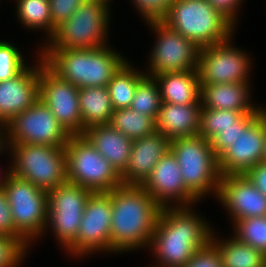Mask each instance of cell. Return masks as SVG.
<instances>
[{
  "mask_svg": "<svg viewBox=\"0 0 266 267\" xmlns=\"http://www.w3.org/2000/svg\"><path fill=\"white\" fill-rule=\"evenodd\" d=\"M105 193L112 207L110 251L122 252L150 245L162 207L142 186L122 185Z\"/></svg>",
  "mask_w": 266,
  "mask_h": 267,
  "instance_id": "1",
  "label": "cell"
},
{
  "mask_svg": "<svg viewBox=\"0 0 266 267\" xmlns=\"http://www.w3.org/2000/svg\"><path fill=\"white\" fill-rule=\"evenodd\" d=\"M173 206L161 208L150 246L159 265L183 267L211 242L213 231L188 206Z\"/></svg>",
  "mask_w": 266,
  "mask_h": 267,
  "instance_id": "2",
  "label": "cell"
},
{
  "mask_svg": "<svg viewBox=\"0 0 266 267\" xmlns=\"http://www.w3.org/2000/svg\"><path fill=\"white\" fill-rule=\"evenodd\" d=\"M40 53L54 74L78 88L107 87L127 62L106 45L91 49H44Z\"/></svg>",
  "mask_w": 266,
  "mask_h": 267,
  "instance_id": "3",
  "label": "cell"
},
{
  "mask_svg": "<svg viewBox=\"0 0 266 267\" xmlns=\"http://www.w3.org/2000/svg\"><path fill=\"white\" fill-rule=\"evenodd\" d=\"M161 21L199 48L231 38L235 27L207 0H174Z\"/></svg>",
  "mask_w": 266,
  "mask_h": 267,
  "instance_id": "4",
  "label": "cell"
},
{
  "mask_svg": "<svg viewBox=\"0 0 266 267\" xmlns=\"http://www.w3.org/2000/svg\"><path fill=\"white\" fill-rule=\"evenodd\" d=\"M170 150L178 161L185 186L198 200L211 190L217 196L221 175L210 141L200 134L174 138Z\"/></svg>",
  "mask_w": 266,
  "mask_h": 267,
  "instance_id": "5",
  "label": "cell"
},
{
  "mask_svg": "<svg viewBox=\"0 0 266 267\" xmlns=\"http://www.w3.org/2000/svg\"><path fill=\"white\" fill-rule=\"evenodd\" d=\"M67 182L94 193L122 186L121 175L83 135H71L65 147Z\"/></svg>",
  "mask_w": 266,
  "mask_h": 267,
  "instance_id": "6",
  "label": "cell"
},
{
  "mask_svg": "<svg viewBox=\"0 0 266 267\" xmlns=\"http://www.w3.org/2000/svg\"><path fill=\"white\" fill-rule=\"evenodd\" d=\"M13 156L11 173L30 181L45 191L67 182L64 147L36 144H11Z\"/></svg>",
  "mask_w": 266,
  "mask_h": 267,
  "instance_id": "7",
  "label": "cell"
},
{
  "mask_svg": "<svg viewBox=\"0 0 266 267\" xmlns=\"http://www.w3.org/2000/svg\"><path fill=\"white\" fill-rule=\"evenodd\" d=\"M109 4L86 0L74 14L55 30L44 49H91L105 46L109 23ZM105 35V36H104Z\"/></svg>",
  "mask_w": 266,
  "mask_h": 267,
  "instance_id": "8",
  "label": "cell"
},
{
  "mask_svg": "<svg viewBox=\"0 0 266 267\" xmlns=\"http://www.w3.org/2000/svg\"><path fill=\"white\" fill-rule=\"evenodd\" d=\"M15 229L29 242L47 228L48 192L10 174L3 184Z\"/></svg>",
  "mask_w": 266,
  "mask_h": 267,
  "instance_id": "9",
  "label": "cell"
},
{
  "mask_svg": "<svg viewBox=\"0 0 266 267\" xmlns=\"http://www.w3.org/2000/svg\"><path fill=\"white\" fill-rule=\"evenodd\" d=\"M4 141L11 144H36L65 147L71 136L57 121L51 109L38 100L28 109L14 116L6 124ZM10 144V145H9Z\"/></svg>",
  "mask_w": 266,
  "mask_h": 267,
  "instance_id": "10",
  "label": "cell"
},
{
  "mask_svg": "<svg viewBox=\"0 0 266 267\" xmlns=\"http://www.w3.org/2000/svg\"><path fill=\"white\" fill-rule=\"evenodd\" d=\"M93 193L70 182L48 191L47 222L64 249L77 237L86 203Z\"/></svg>",
  "mask_w": 266,
  "mask_h": 267,
  "instance_id": "11",
  "label": "cell"
},
{
  "mask_svg": "<svg viewBox=\"0 0 266 267\" xmlns=\"http://www.w3.org/2000/svg\"><path fill=\"white\" fill-rule=\"evenodd\" d=\"M158 33L150 56V77L163 73L183 72L197 69L199 47L191 40L170 29L161 20L148 21Z\"/></svg>",
  "mask_w": 266,
  "mask_h": 267,
  "instance_id": "12",
  "label": "cell"
},
{
  "mask_svg": "<svg viewBox=\"0 0 266 267\" xmlns=\"http://www.w3.org/2000/svg\"><path fill=\"white\" fill-rule=\"evenodd\" d=\"M230 38L199 49L197 73L200 84L248 82L249 58L234 48Z\"/></svg>",
  "mask_w": 266,
  "mask_h": 267,
  "instance_id": "13",
  "label": "cell"
},
{
  "mask_svg": "<svg viewBox=\"0 0 266 267\" xmlns=\"http://www.w3.org/2000/svg\"><path fill=\"white\" fill-rule=\"evenodd\" d=\"M78 94L77 86L59 78L45 64L40 68L39 98L70 135H82Z\"/></svg>",
  "mask_w": 266,
  "mask_h": 267,
  "instance_id": "14",
  "label": "cell"
},
{
  "mask_svg": "<svg viewBox=\"0 0 266 267\" xmlns=\"http://www.w3.org/2000/svg\"><path fill=\"white\" fill-rule=\"evenodd\" d=\"M111 199L105 192L93 193L85 206L74 242L67 248L74 255L101 250L110 252Z\"/></svg>",
  "mask_w": 266,
  "mask_h": 267,
  "instance_id": "15",
  "label": "cell"
},
{
  "mask_svg": "<svg viewBox=\"0 0 266 267\" xmlns=\"http://www.w3.org/2000/svg\"><path fill=\"white\" fill-rule=\"evenodd\" d=\"M266 110L218 158L221 176L245 175L265 158Z\"/></svg>",
  "mask_w": 266,
  "mask_h": 267,
  "instance_id": "16",
  "label": "cell"
},
{
  "mask_svg": "<svg viewBox=\"0 0 266 267\" xmlns=\"http://www.w3.org/2000/svg\"><path fill=\"white\" fill-rule=\"evenodd\" d=\"M141 186L161 207H168L169 199L178 200V206L198 202L185 186L180 166L171 150L160 159Z\"/></svg>",
  "mask_w": 266,
  "mask_h": 267,
  "instance_id": "17",
  "label": "cell"
},
{
  "mask_svg": "<svg viewBox=\"0 0 266 267\" xmlns=\"http://www.w3.org/2000/svg\"><path fill=\"white\" fill-rule=\"evenodd\" d=\"M217 197L233 216L239 219L266 216V196L246 175H224L220 178Z\"/></svg>",
  "mask_w": 266,
  "mask_h": 267,
  "instance_id": "18",
  "label": "cell"
},
{
  "mask_svg": "<svg viewBox=\"0 0 266 267\" xmlns=\"http://www.w3.org/2000/svg\"><path fill=\"white\" fill-rule=\"evenodd\" d=\"M40 66L25 67L12 79L0 82V124L2 128L16 115L30 108L39 98Z\"/></svg>",
  "mask_w": 266,
  "mask_h": 267,
  "instance_id": "19",
  "label": "cell"
},
{
  "mask_svg": "<svg viewBox=\"0 0 266 267\" xmlns=\"http://www.w3.org/2000/svg\"><path fill=\"white\" fill-rule=\"evenodd\" d=\"M171 140L160 132L133 140L129 162L121 174L123 185L141 186L155 165L170 151Z\"/></svg>",
  "mask_w": 266,
  "mask_h": 267,
  "instance_id": "20",
  "label": "cell"
},
{
  "mask_svg": "<svg viewBox=\"0 0 266 267\" xmlns=\"http://www.w3.org/2000/svg\"><path fill=\"white\" fill-rule=\"evenodd\" d=\"M201 103L173 104L162 102L156 121V131L170 140L199 134Z\"/></svg>",
  "mask_w": 266,
  "mask_h": 267,
  "instance_id": "21",
  "label": "cell"
},
{
  "mask_svg": "<svg viewBox=\"0 0 266 267\" xmlns=\"http://www.w3.org/2000/svg\"><path fill=\"white\" fill-rule=\"evenodd\" d=\"M121 175L128 165L133 141L110 124L88 127L82 134Z\"/></svg>",
  "mask_w": 266,
  "mask_h": 267,
  "instance_id": "22",
  "label": "cell"
},
{
  "mask_svg": "<svg viewBox=\"0 0 266 267\" xmlns=\"http://www.w3.org/2000/svg\"><path fill=\"white\" fill-rule=\"evenodd\" d=\"M201 105L217 110H234L251 114L262 109L249 102V83L200 84Z\"/></svg>",
  "mask_w": 266,
  "mask_h": 267,
  "instance_id": "23",
  "label": "cell"
},
{
  "mask_svg": "<svg viewBox=\"0 0 266 267\" xmlns=\"http://www.w3.org/2000/svg\"><path fill=\"white\" fill-rule=\"evenodd\" d=\"M161 101L173 104L201 103V86L197 70L155 75Z\"/></svg>",
  "mask_w": 266,
  "mask_h": 267,
  "instance_id": "24",
  "label": "cell"
},
{
  "mask_svg": "<svg viewBox=\"0 0 266 267\" xmlns=\"http://www.w3.org/2000/svg\"><path fill=\"white\" fill-rule=\"evenodd\" d=\"M82 134L88 127L109 124L114 108L107 87L79 88Z\"/></svg>",
  "mask_w": 266,
  "mask_h": 267,
  "instance_id": "25",
  "label": "cell"
},
{
  "mask_svg": "<svg viewBox=\"0 0 266 267\" xmlns=\"http://www.w3.org/2000/svg\"><path fill=\"white\" fill-rule=\"evenodd\" d=\"M211 235V244L218 250L223 267H265L266 256L235 236L230 240L217 242Z\"/></svg>",
  "mask_w": 266,
  "mask_h": 267,
  "instance_id": "26",
  "label": "cell"
},
{
  "mask_svg": "<svg viewBox=\"0 0 266 267\" xmlns=\"http://www.w3.org/2000/svg\"><path fill=\"white\" fill-rule=\"evenodd\" d=\"M148 74L138 73L126 62L108 83L114 110L130 108L138 83Z\"/></svg>",
  "mask_w": 266,
  "mask_h": 267,
  "instance_id": "27",
  "label": "cell"
},
{
  "mask_svg": "<svg viewBox=\"0 0 266 267\" xmlns=\"http://www.w3.org/2000/svg\"><path fill=\"white\" fill-rule=\"evenodd\" d=\"M109 124L132 141L156 132V121L154 118L134 111L131 108L114 110Z\"/></svg>",
  "mask_w": 266,
  "mask_h": 267,
  "instance_id": "28",
  "label": "cell"
},
{
  "mask_svg": "<svg viewBox=\"0 0 266 267\" xmlns=\"http://www.w3.org/2000/svg\"><path fill=\"white\" fill-rule=\"evenodd\" d=\"M244 112L234 110H217L201 107L199 134L208 141H212L221 130L236 127L245 116Z\"/></svg>",
  "mask_w": 266,
  "mask_h": 267,
  "instance_id": "29",
  "label": "cell"
},
{
  "mask_svg": "<svg viewBox=\"0 0 266 267\" xmlns=\"http://www.w3.org/2000/svg\"><path fill=\"white\" fill-rule=\"evenodd\" d=\"M17 13L22 24L30 28H43L52 37V19L49 0H17Z\"/></svg>",
  "mask_w": 266,
  "mask_h": 267,
  "instance_id": "30",
  "label": "cell"
},
{
  "mask_svg": "<svg viewBox=\"0 0 266 267\" xmlns=\"http://www.w3.org/2000/svg\"><path fill=\"white\" fill-rule=\"evenodd\" d=\"M161 103L160 90L156 79L146 75L138 83L130 108L156 120Z\"/></svg>",
  "mask_w": 266,
  "mask_h": 267,
  "instance_id": "31",
  "label": "cell"
},
{
  "mask_svg": "<svg viewBox=\"0 0 266 267\" xmlns=\"http://www.w3.org/2000/svg\"><path fill=\"white\" fill-rule=\"evenodd\" d=\"M235 237L266 256V216L239 219L235 223Z\"/></svg>",
  "mask_w": 266,
  "mask_h": 267,
  "instance_id": "32",
  "label": "cell"
},
{
  "mask_svg": "<svg viewBox=\"0 0 266 267\" xmlns=\"http://www.w3.org/2000/svg\"><path fill=\"white\" fill-rule=\"evenodd\" d=\"M262 111H255L251 114H246L237 124L236 127H228L221 130L212 141V149L217 158H219L240 135L244 132L260 115Z\"/></svg>",
  "mask_w": 266,
  "mask_h": 267,
  "instance_id": "33",
  "label": "cell"
},
{
  "mask_svg": "<svg viewBox=\"0 0 266 267\" xmlns=\"http://www.w3.org/2000/svg\"><path fill=\"white\" fill-rule=\"evenodd\" d=\"M25 66L21 52L16 47L0 41V82L14 78Z\"/></svg>",
  "mask_w": 266,
  "mask_h": 267,
  "instance_id": "34",
  "label": "cell"
},
{
  "mask_svg": "<svg viewBox=\"0 0 266 267\" xmlns=\"http://www.w3.org/2000/svg\"><path fill=\"white\" fill-rule=\"evenodd\" d=\"M28 244L25 238L0 236V267L17 266L23 260Z\"/></svg>",
  "mask_w": 266,
  "mask_h": 267,
  "instance_id": "35",
  "label": "cell"
},
{
  "mask_svg": "<svg viewBox=\"0 0 266 267\" xmlns=\"http://www.w3.org/2000/svg\"><path fill=\"white\" fill-rule=\"evenodd\" d=\"M52 19V36L62 23L67 21L86 0H49Z\"/></svg>",
  "mask_w": 266,
  "mask_h": 267,
  "instance_id": "36",
  "label": "cell"
},
{
  "mask_svg": "<svg viewBox=\"0 0 266 267\" xmlns=\"http://www.w3.org/2000/svg\"><path fill=\"white\" fill-rule=\"evenodd\" d=\"M146 21H159L164 18L174 0H133Z\"/></svg>",
  "mask_w": 266,
  "mask_h": 267,
  "instance_id": "37",
  "label": "cell"
},
{
  "mask_svg": "<svg viewBox=\"0 0 266 267\" xmlns=\"http://www.w3.org/2000/svg\"><path fill=\"white\" fill-rule=\"evenodd\" d=\"M0 236L24 238L15 229L7 194L3 188H0Z\"/></svg>",
  "mask_w": 266,
  "mask_h": 267,
  "instance_id": "38",
  "label": "cell"
},
{
  "mask_svg": "<svg viewBox=\"0 0 266 267\" xmlns=\"http://www.w3.org/2000/svg\"><path fill=\"white\" fill-rule=\"evenodd\" d=\"M183 267H223L218 250L209 243L198 250L190 261Z\"/></svg>",
  "mask_w": 266,
  "mask_h": 267,
  "instance_id": "39",
  "label": "cell"
},
{
  "mask_svg": "<svg viewBox=\"0 0 266 267\" xmlns=\"http://www.w3.org/2000/svg\"><path fill=\"white\" fill-rule=\"evenodd\" d=\"M209 4L226 17L233 25L236 23V11L242 0H207Z\"/></svg>",
  "mask_w": 266,
  "mask_h": 267,
  "instance_id": "40",
  "label": "cell"
},
{
  "mask_svg": "<svg viewBox=\"0 0 266 267\" xmlns=\"http://www.w3.org/2000/svg\"><path fill=\"white\" fill-rule=\"evenodd\" d=\"M245 175L266 196V161L258 163Z\"/></svg>",
  "mask_w": 266,
  "mask_h": 267,
  "instance_id": "41",
  "label": "cell"
},
{
  "mask_svg": "<svg viewBox=\"0 0 266 267\" xmlns=\"http://www.w3.org/2000/svg\"><path fill=\"white\" fill-rule=\"evenodd\" d=\"M2 126L0 125V150H2L3 148H4V145H5V143L3 144V140H4V137H2V135L4 134V133H2V131H4L3 129L4 128H1Z\"/></svg>",
  "mask_w": 266,
  "mask_h": 267,
  "instance_id": "42",
  "label": "cell"
},
{
  "mask_svg": "<svg viewBox=\"0 0 266 267\" xmlns=\"http://www.w3.org/2000/svg\"><path fill=\"white\" fill-rule=\"evenodd\" d=\"M9 173L4 177L5 179H3L2 181L0 180V188L3 187V184L7 181V179L9 178L10 174H11V169H9Z\"/></svg>",
  "mask_w": 266,
  "mask_h": 267,
  "instance_id": "43",
  "label": "cell"
},
{
  "mask_svg": "<svg viewBox=\"0 0 266 267\" xmlns=\"http://www.w3.org/2000/svg\"><path fill=\"white\" fill-rule=\"evenodd\" d=\"M99 1H102V2H105V3H109L108 2L109 0H99Z\"/></svg>",
  "mask_w": 266,
  "mask_h": 267,
  "instance_id": "44",
  "label": "cell"
},
{
  "mask_svg": "<svg viewBox=\"0 0 266 267\" xmlns=\"http://www.w3.org/2000/svg\"><path fill=\"white\" fill-rule=\"evenodd\" d=\"M264 160L266 161V147H265V158H264Z\"/></svg>",
  "mask_w": 266,
  "mask_h": 267,
  "instance_id": "45",
  "label": "cell"
},
{
  "mask_svg": "<svg viewBox=\"0 0 266 267\" xmlns=\"http://www.w3.org/2000/svg\"><path fill=\"white\" fill-rule=\"evenodd\" d=\"M161 267H171V266H165V265H160ZM158 267V266H157Z\"/></svg>",
  "mask_w": 266,
  "mask_h": 267,
  "instance_id": "46",
  "label": "cell"
}]
</instances>
